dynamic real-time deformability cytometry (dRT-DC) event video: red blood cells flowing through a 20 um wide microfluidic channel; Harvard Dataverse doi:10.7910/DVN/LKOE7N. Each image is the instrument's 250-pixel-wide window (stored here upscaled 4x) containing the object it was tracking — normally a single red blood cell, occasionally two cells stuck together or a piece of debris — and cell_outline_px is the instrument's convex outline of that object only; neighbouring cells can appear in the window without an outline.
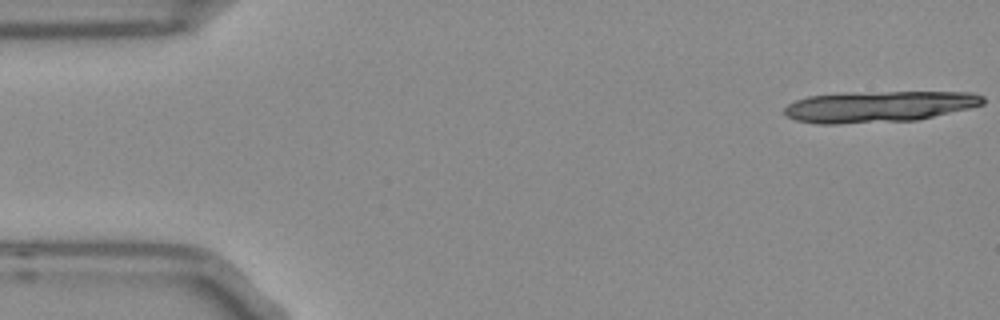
{"species": "Egyptian fruit bat (a non-hibernating species)", "species_latin": "Rousettus aegyptiacus", "temperature_condition": "room temperature", "stored_images_in_passage": 19, "camera_frame_rate_fps": 3000, "um_per_image_px": 0.085, "frame": {"image": 1, "passage_image": 1, "time_ms": 0.0, "image_size_px": [1000, 320], "cell_outline_px": [[984, 104], [968, 108], [916, 120], [836, 124], [816, 124], [796, 120], [784, 116], [784, 108], [788, 104], [796, 100], [808, 96], [844, 92], [972, 92], [984, 96]], "centroid_in_image_um": [74.65, 9.05], "position_along_channel_um": 10.4, "area_um2": 36.24}}
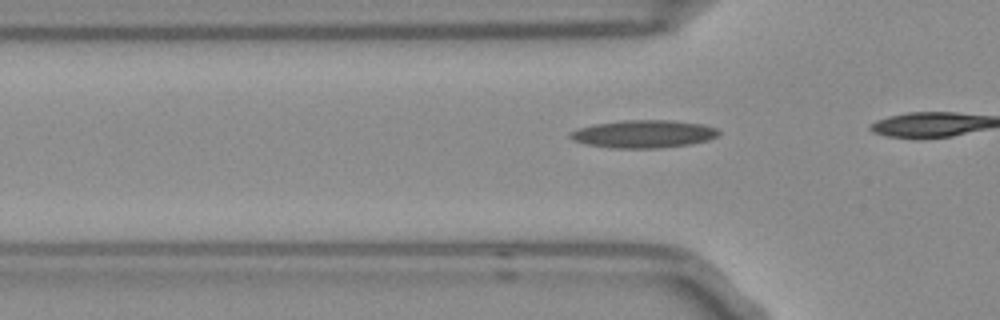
{"frame": {"image": 2, "passage_image": 14, "time_ms": 4.333, "image_size_px": [1000, 320], "cell_outline_px": [[720, 132], [716, 136], [708, 140], [692, 144], [660, 148], [616, 148], [588, 144], [572, 140], [568, 136], [568, 132], [576, 128], [592, 124], [620, 120], [672, 120], [704, 124], [716, 128]], "centroid_in_image_um": [54.68, 11.37], "position_along_channel_um": 71.1, "area_um2": 24.28}}